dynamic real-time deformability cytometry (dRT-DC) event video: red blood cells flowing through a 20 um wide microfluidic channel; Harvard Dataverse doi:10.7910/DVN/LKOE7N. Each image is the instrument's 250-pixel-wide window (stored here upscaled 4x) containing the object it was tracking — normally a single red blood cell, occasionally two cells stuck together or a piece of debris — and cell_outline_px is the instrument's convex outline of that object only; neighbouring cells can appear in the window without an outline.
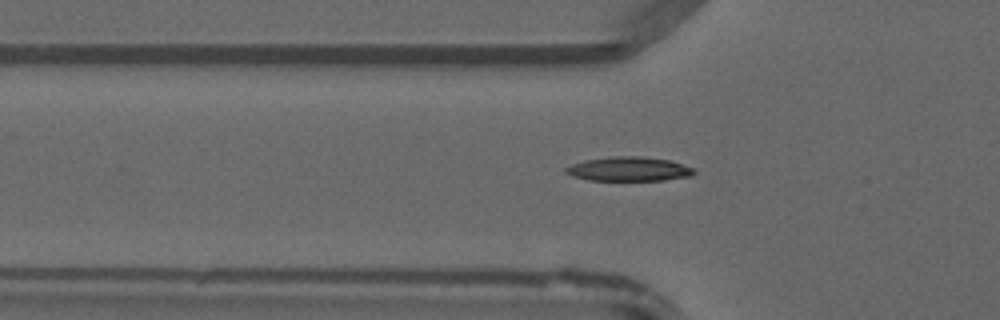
{"species": "common noctule bat (a hibernating species)", "species_latin": "Nyctalus noctula", "temperature_condition": "warm", "stored_images_in_passage": 48, "camera_frame_rate_fps": 3000, "um_per_image_px": 0.085, "animal": {"sex": "male", "forearm_length_mm": 52.5}, "frame": {"image": 1, "passage_image": 17, "time_ms": 5.333, "image_size_px": [1000, 320], "cell_outline_px": [[696, 172], [692, 176], [664, 180], [588, 180], [572, 176], [564, 172], [564, 168], [572, 164], [584, 160], [612, 156], [640, 156], [668, 160], [696, 168]], "centroid_in_image_um": [53.46, 14.37], "position_along_channel_um": 72.3, "area_um2": 18.21}}
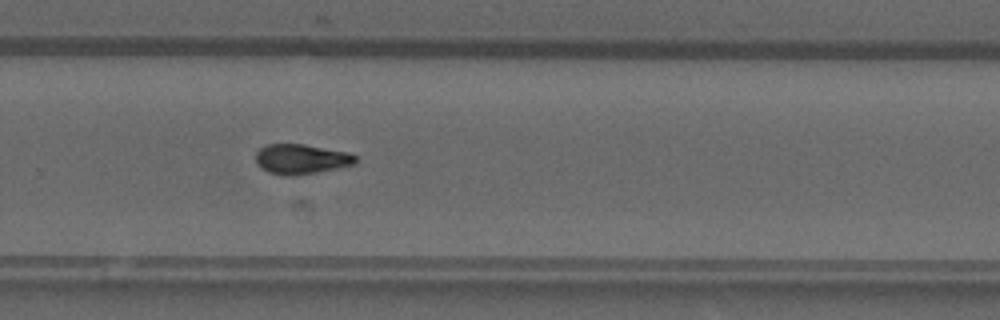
{"frame": {"image": 2, "passage_image": 33, "time_ms": 10.667, "image_size_px": [1000, 320], "cell_outline_px": [[356, 164], [316, 172], [292, 176], [288, 176], [268, 172], [260, 168], [256, 164], [256, 152], [260, 148], [268, 144], [304, 144], [348, 152], [356, 156]], "centroid_in_image_um": [25.58, 13.52], "position_along_channel_um": 304.2, "area_um2": 17.4}}
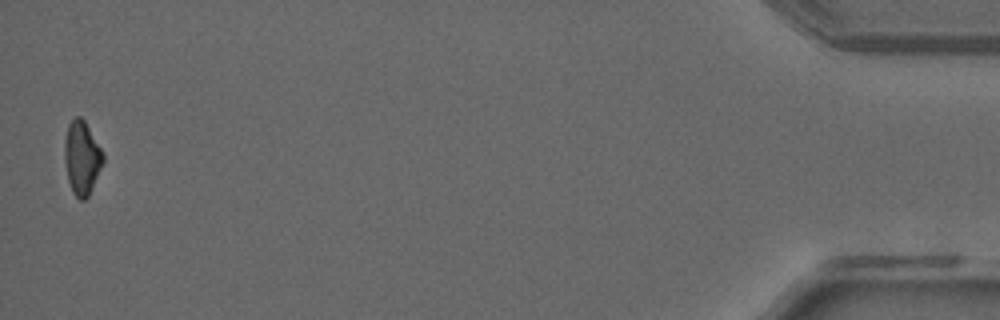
{"frame": {"image": 3, "passage_image": 48, "time_ms": 15.667, "image_size_px": [1000, 320], "cell_outline_px": [[104, 160], [88, 196], [84, 200], [80, 200], [72, 192], [68, 180], [64, 160], [64, 140], [68, 124], [76, 116], [80, 116], [84, 120], [100, 148], [104, 156]], "centroid_in_image_um": [6.93, 13.41], "position_along_channel_um": 428.3, "area_um2": 16.3}}